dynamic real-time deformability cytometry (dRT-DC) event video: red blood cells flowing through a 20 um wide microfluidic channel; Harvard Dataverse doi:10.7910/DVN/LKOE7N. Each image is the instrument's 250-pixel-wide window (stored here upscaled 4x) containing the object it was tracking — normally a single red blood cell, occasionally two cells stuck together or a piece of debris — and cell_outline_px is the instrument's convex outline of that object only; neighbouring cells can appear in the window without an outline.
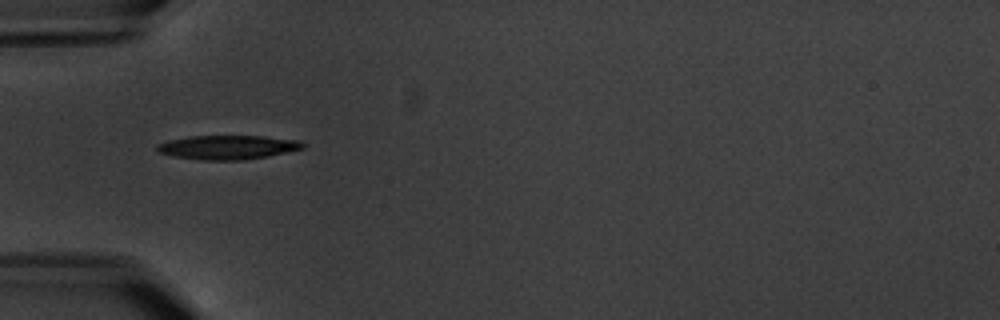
{"species": "common noctule bat (a hibernating species)", "species_latin": "Nyctalus noctula", "temperature_condition": "warm", "stored_images_in_passage": 2, "camera_frame_rate_fps": 3000, "um_per_image_px": 0.085, "animal": {"sex": "male", "body_mass_g": 20.1, "forearm_length_mm": 53.5}, "frame": {"image": 1, "passage_image": 1, "time_ms": 0.0, "image_size_px": [1000, 320], "cell_outline_px": [[308, 144], [304, 148], [268, 156], [244, 160], [204, 160], [172, 156], [160, 152], [156, 148], [156, 144], [168, 140], [188, 136], [264, 136], [300, 140]], "centroid_in_image_um": [19.39, 12.51], "position_along_channel_um": 65.6, "area_um2": 20.58}}